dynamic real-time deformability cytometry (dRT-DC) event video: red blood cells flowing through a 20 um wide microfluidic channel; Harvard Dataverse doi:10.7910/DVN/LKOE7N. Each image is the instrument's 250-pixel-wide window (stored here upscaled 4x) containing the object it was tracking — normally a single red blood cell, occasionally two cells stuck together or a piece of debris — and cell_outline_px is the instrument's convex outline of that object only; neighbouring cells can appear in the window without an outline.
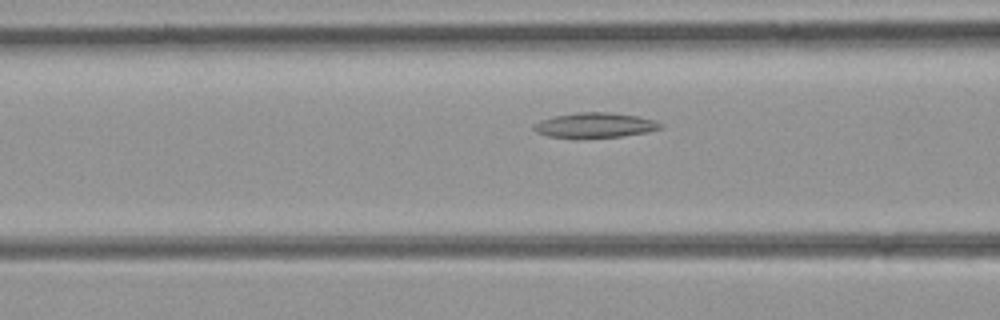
{"species": "common noctule bat (a hibernating species)", "species_latin": "Nyctalus noctula", "temperature_condition": "room temperature", "stored_images_in_passage": 29, "camera_frame_rate_fps": 3000, "um_per_image_px": 0.085, "animal": {"sex": "female", "body_mass_g": 21.9}, "frame": {"image": 1, "passage_image": 6, "time_ms": 1.667, "image_size_px": [1000, 320], "cell_outline_px": [[664, 128], [648, 132], [620, 136], [576, 140], [548, 136], [536, 132], [532, 128], [532, 124], [540, 120], [552, 116], [576, 112], [608, 112], [640, 116], [656, 120], [664, 124]], "centroid_in_image_um": [50.55, 10.66], "position_along_channel_um": 116.0, "area_um2": 19.31}}
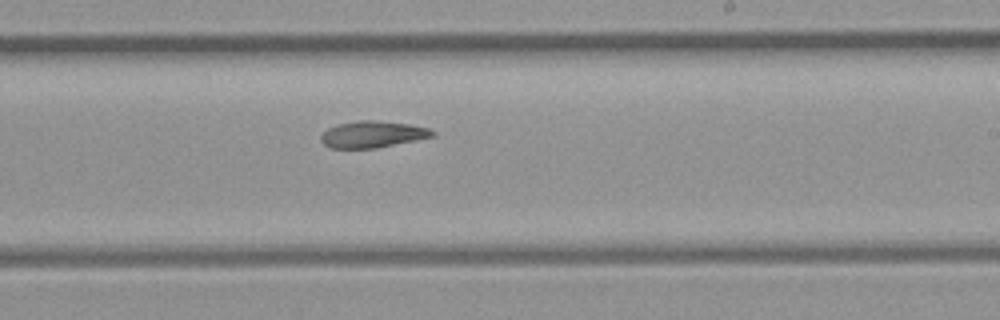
{"frame": {"image": 2, "passage_image": 16, "time_ms": 5.0, "image_size_px": [1000, 320], "cell_outline_px": [[436, 136], [376, 148], [328, 148], [320, 140], [320, 136], [328, 128], [340, 124], [360, 120], [376, 120], [408, 124], [428, 128], [436, 132]], "centroid_in_image_um": [31.68, 11.42], "position_along_channel_um": 257.3, "area_um2": 17.22}}
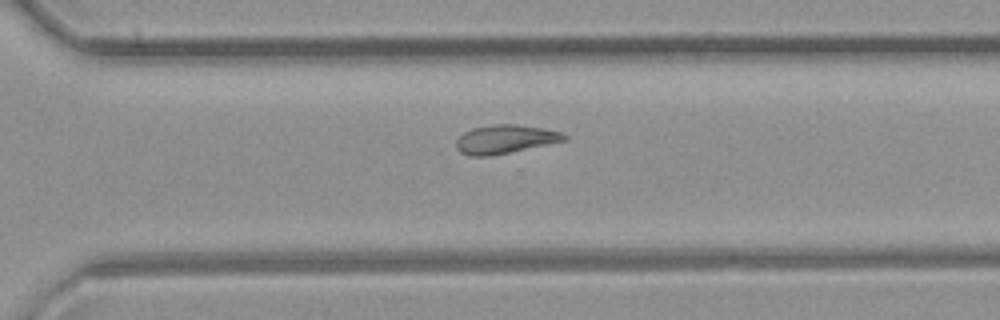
{"frame": {"image": 3, "passage_image": 21, "time_ms": 6.667, "image_size_px": [1000, 320], "cell_outline_px": [[568, 140], [488, 156], [468, 156], [460, 152], [456, 148], [456, 140], [464, 132], [472, 128], [492, 124], [516, 124], [544, 128], [560, 132], [568, 136]], "centroid_in_image_um": [42.92, 11.82], "position_along_channel_um": 327.7, "area_um2": 17.98}}